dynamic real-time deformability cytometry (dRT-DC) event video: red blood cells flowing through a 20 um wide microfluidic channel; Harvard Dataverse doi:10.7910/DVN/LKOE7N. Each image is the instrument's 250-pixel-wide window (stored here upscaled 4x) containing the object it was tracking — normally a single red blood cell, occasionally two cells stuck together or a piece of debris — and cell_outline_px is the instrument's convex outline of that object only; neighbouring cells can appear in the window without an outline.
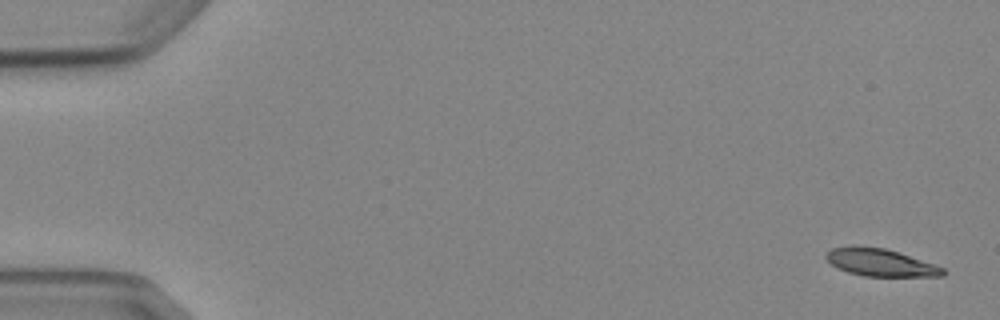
{"species": "Egyptian fruit bat (a non-hibernating species)", "species_latin": "Rousettus aegyptiacus", "temperature_condition": "cold", "stored_images_in_passage": 4, "camera_frame_rate_fps": 3000, "um_per_image_px": 0.085, "animal": {"sex": "female"}, "frame": {"image": 1, "passage_image": 1, "time_ms": 0.0, "image_size_px": [1000, 320], "cell_outline_px": [[944, 276], [864, 276], [848, 272], [836, 268], [824, 256], [832, 248], [852, 244], [856, 244], [884, 248], [944, 268]], "centroid_in_image_um": [74.74, 22.29], "position_along_channel_um": 10.3, "area_um2": 18.55}}
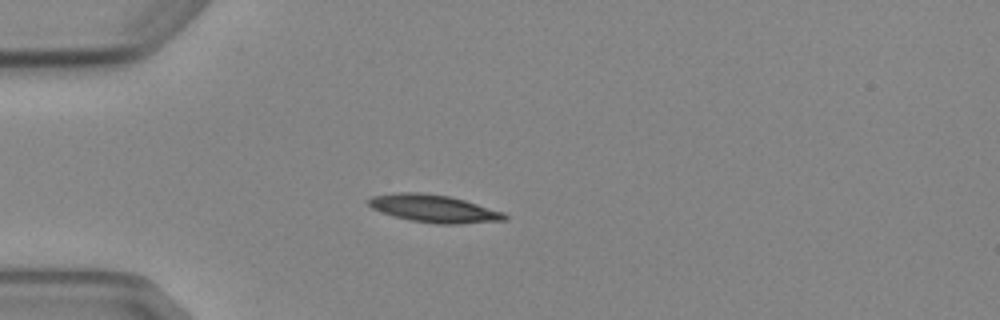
{"frame": {"image": 2, "passage_image": 4, "time_ms": 4.333, "image_size_px": [1000, 320], "cell_outline_px": [[508, 220], [460, 224], [440, 224], [408, 220], [392, 216], [372, 208], [368, 204], [368, 200], [372, 196], [396, 192], [420, 192], [448, 196], [464, 200], [504, 212], [508, 216]], "centroid_in_image_um": [36.88, 17.73], "position_along_channel_um": 48.1, "area_um2": 21.96}}